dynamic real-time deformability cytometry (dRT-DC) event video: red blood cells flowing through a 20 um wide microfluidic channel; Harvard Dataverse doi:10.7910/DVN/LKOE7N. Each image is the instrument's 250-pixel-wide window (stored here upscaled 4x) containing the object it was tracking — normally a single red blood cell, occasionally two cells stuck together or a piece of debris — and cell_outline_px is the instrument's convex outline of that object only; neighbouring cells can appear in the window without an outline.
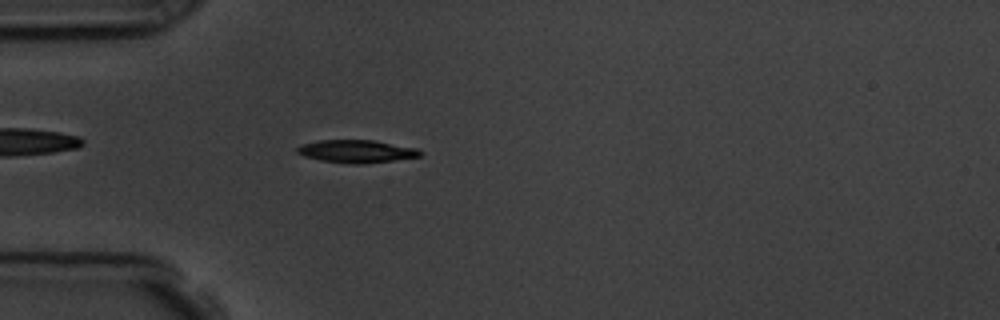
{"species": "common noctule bat (a hibernating species)", "species_latin": "Nyctalus noctula", "temperature_condition": "room temperature", "stored_images_in_passage": 46, "camera_frame_rate_fps": 3000, "um_per_image_px": 0.085, "animal": {"sex": "male", "body_mass_g": 19.5, "forearm_length_mm": 54.6}, "frame": {"image": 1, "passage_image": 6, "time_ms": 1.667, "image_size_px": [1000, 320], "cell_outline_px": [[424, 152], [420, 156], [392, 160], [360, 164], [352, 164], [320, 160], [304, 156], [296, 152], [296, 148], [304, 144], [320, 140], [372, 140], [416, 148]], "centroid_in_image_um": [30.29, 12.86], "position_along_channel_um": 54.7, "area_um2": 16.07}}
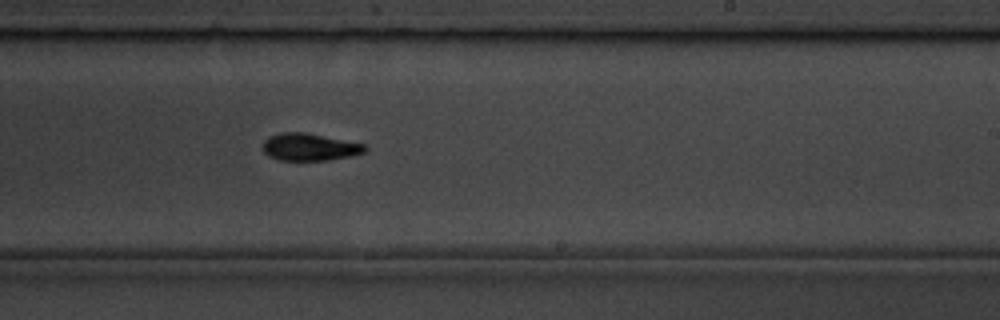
{"frame": {"image": 2, "passage_image": 24, "time_ms": 7.667, "image_size_px": [1000, 320], "cell_outline_px": [[368, 148], [364, 152], [348, 156], [328, 160], [276, 160], [268, 156], [264, 152], [264, 140], [268, 136], [280, 132], [304, 132], [368, 144]], "centroid_in_image_um": [26.31, 12.49], "position_along_channel_um": 262.7, "area_um2": 16.36}}
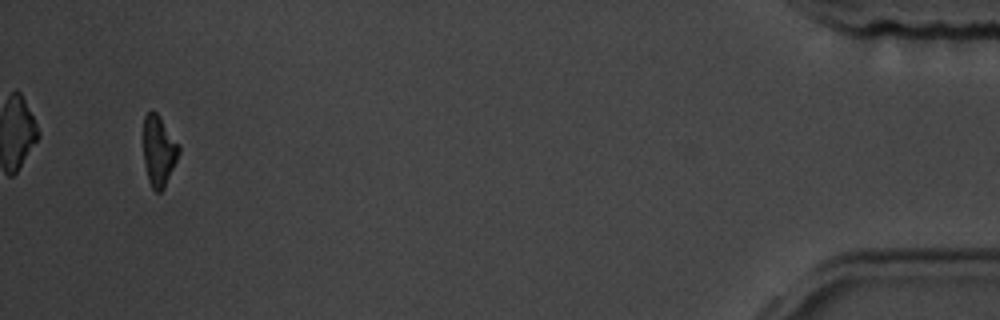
{"frame": {"image": 3, "passage_image": 44, "time_ms": 14.333, "image_size_px": [1000, 320], "cell_outline_px": [[180, 152], [164, 188], [160, 192], [156, 192], [152, 188], [148, 180], [144, 164], [144, 116], [148, 112], [156, 112], [160, 116], [180, 144]], "centroid_in_image_um": [13.51, 12.82], "position_along_channel_um": 421.7, "area_um2": 14.62}, "authors_computed_cell_mechanics": {"area_um2": 16.0395, "velocity_mm_per_s": 3.5917, "shape_relaxation_time_tau1_ms": 3.0433, "shape_relaxation_time_tau2_ms": null, "deformation_change_tau1": 0.1127, "deformation_change_tau2": null}}